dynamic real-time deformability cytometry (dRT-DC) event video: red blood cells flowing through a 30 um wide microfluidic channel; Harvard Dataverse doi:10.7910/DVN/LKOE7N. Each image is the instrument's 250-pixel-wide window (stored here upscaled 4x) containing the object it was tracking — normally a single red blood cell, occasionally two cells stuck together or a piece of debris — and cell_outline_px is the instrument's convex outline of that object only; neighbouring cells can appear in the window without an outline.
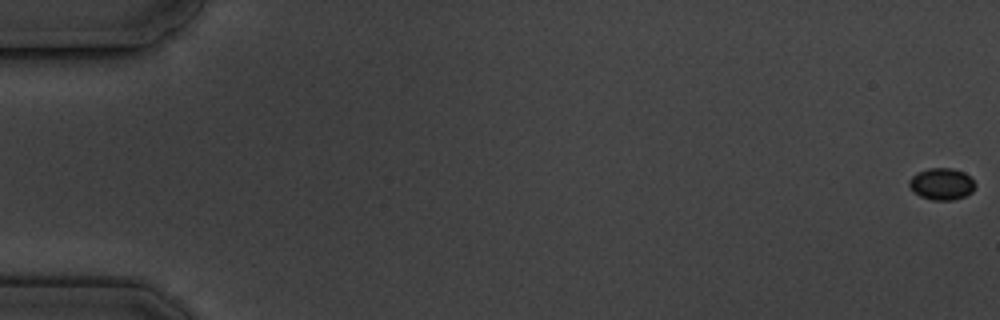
{"species": "common noctule bat (a hibernating species)", "species_latin": "Nyctalus noctula", "temperature_condition": "cold", "stored_images_in_passage": 16, "camera_frame_rate_fps": 3000, "um_per_image_px": 0.085, "animal": {"sex": "male", "body_mass_g": 19.5, "forearm_length_mm": 54.6}, "frame": {"image": 1, "passage_image": 1, "time_ms": 0.0, "image_size_px": [1000, 320], "cell_outline_px": [[976, 184], [972, 192], [964, 196], [952, 200], [932, 200], [920, 196], [908, 184], [908, 180], [916, 172], [928, 168], [952, 168], [964, 172]], "centroid_in_image_um": [80.03, 15.62], "position_along_channel_um": 5.0, "area_um2": 12.14}}
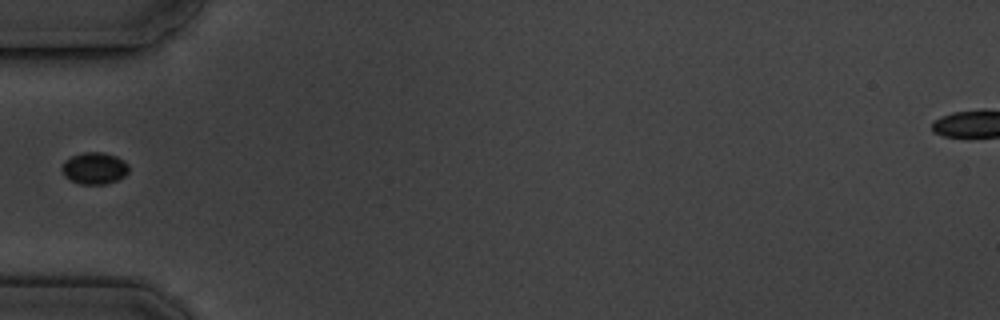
{"frame": {"image": 2, "passage_image": 6, "time_ms": 6.667, "image_size_px": [1000, 320], "cell_outline_px": [[128, 172], [124, 176], [116, 180], [104, 184], [80, 184], [64, 176], [60, 168], [64, 160], [72, 156], [84, 152], [104, 152], [116, 156], [124, 160], [128, 164]], "centroid_in_image_um": [8.01, 14.29], "position_along_channel_um": 77.0, "area_um2": 12.43}}
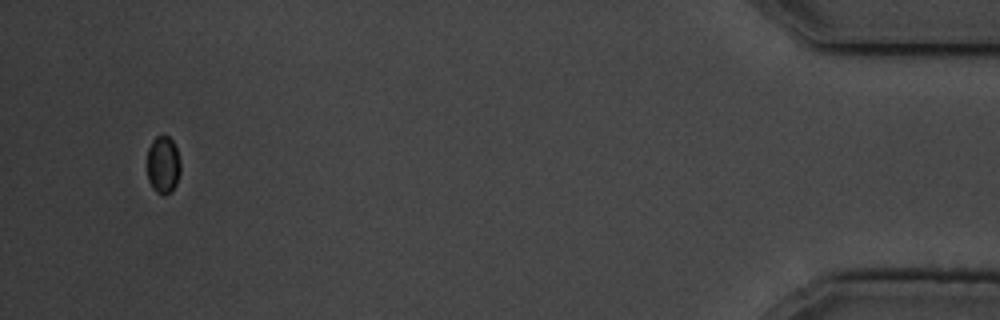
{"frame": {"image": 3, "passage_image": 16, "time_ms": 18.667, "image_size_px": [1000, 320], "cell_outline_px": [[180, 172], [176, 184], [172, 192], [164, 196], [156, 192], [152, 188], [148, 180], [148, 148], [152, 140], [156, 136], [164, 132], [172, 140], [176, 148], [180, 160]], "centroid_in_image_um": [13.87, 13.99], "position_along_channel_um": 421.3, "area_um2": 11.44}}